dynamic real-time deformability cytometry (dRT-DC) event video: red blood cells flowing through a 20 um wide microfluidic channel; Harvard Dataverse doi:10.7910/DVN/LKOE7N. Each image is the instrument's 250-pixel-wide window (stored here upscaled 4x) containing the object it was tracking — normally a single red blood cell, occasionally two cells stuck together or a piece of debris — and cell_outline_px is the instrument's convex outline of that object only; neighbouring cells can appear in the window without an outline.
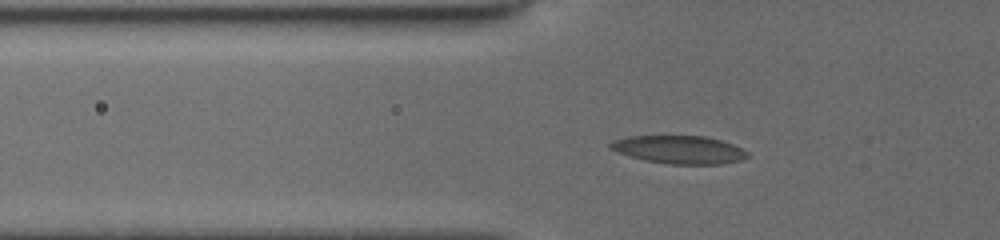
{"species": "common noctule bat (a hibernating species)", "species_latin": "Nyctalus noctula", "temperature_condition": "cold", "stored_images_in_passage": 31, "camera_frame_rate_fps": 3000, "um_per_image_px": 0.085, "animal": {"sex": "female", "body_mass_g": 19.5, "forearm_length_mm": 54.1}, "frame": {"image": 1, "passage_image": 4, "time_ms": 1.0, "image_size_px": [1000, 240], "cell_outline_px": [[748, 156], [740, 160], [720, 164], [668, 164], [644, 160], [616, 152], [608, 148], [608, 144], [612, 140], [628, 136], [704, 136], [720, 140], [732, 144], [748, 152]], "centroid_in_image_um": [57.67, 12.72], "position_along_channel_um": 68.1, "area_um2": 22.37}}
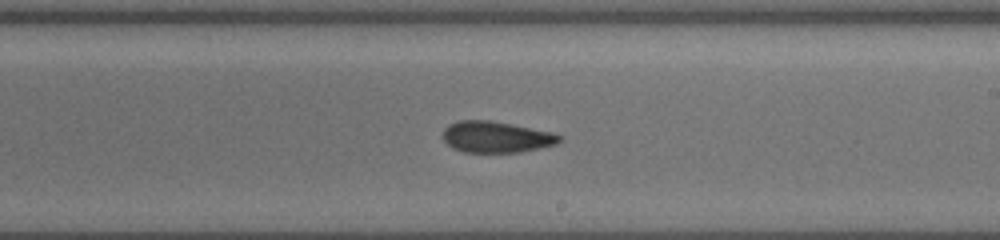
{"frame": {"image": 2, "passage_image": 18, "time_ms": 5.667, "image_size_px": [1000, 240], "cell_outline_px": [[564, 136], [556, 144], [540, 148], [520, 152], [464, 152], [452, 148], [444, 140], [444, 128], [448, 124], [460, 120], [488, 120], [512, 124], [552, 132]], "centroid_in_image_um": [42.19, 11.64], "position_along_channel_um": 246.8, "area_um2": 21.21}}
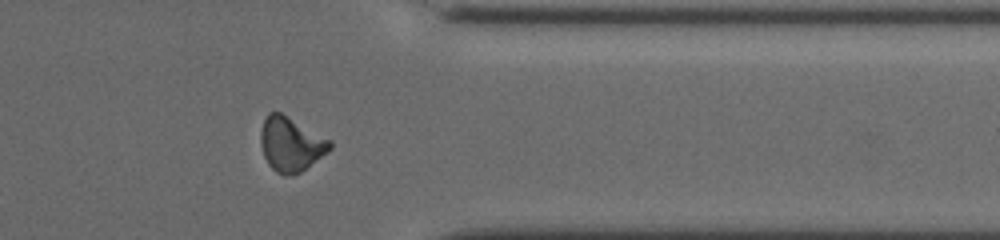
{"frame": {"image": 3, "passage_image": 29, "time_ms": 9.333, "image_size_px": [1000, 240], "cell_outline_px": [[332, 148], [328, 152], [300, 172], [284, 176], [276, 172], [268, 164], [264, 156], [260, 144], [260, 132], [264, 120], [268, 112], [280, 112], [332, 140]], "centroid_in_image_um": [24.72, 12.25], "position_along_channel_um": 386.7, "area_um2": 21.91}, "authors_computed_cell_mechanics": {"area_um2": 21.675, "velocity_mm_per_s": 3.9486, "shape_relaxation_time_tau1_ms": null, "shape_relaxation_time_tau2_ms": 4.5719, "deformation_change_tau1": null, "deformation_change_tau2": 0.1138}}